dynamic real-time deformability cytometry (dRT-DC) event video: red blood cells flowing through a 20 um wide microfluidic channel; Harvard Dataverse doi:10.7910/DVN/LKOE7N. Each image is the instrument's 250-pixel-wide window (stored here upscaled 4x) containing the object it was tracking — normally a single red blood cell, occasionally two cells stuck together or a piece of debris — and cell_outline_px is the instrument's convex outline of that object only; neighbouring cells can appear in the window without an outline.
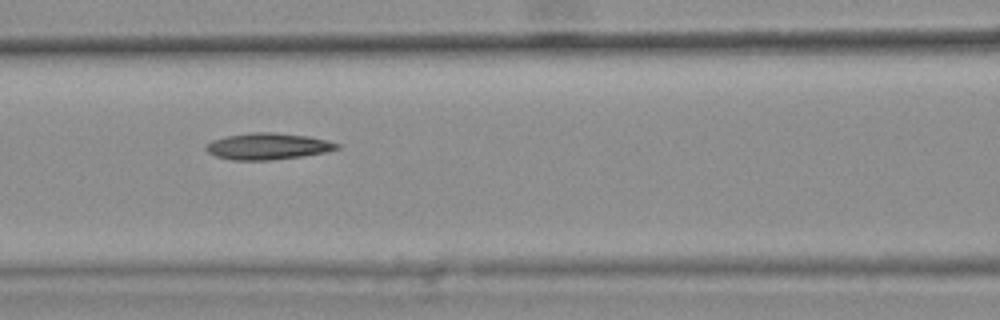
{"species": "common noctule bat (a hibernating species)", "species_latin": "Nyctalus noctula", "temperature_condition": "warm", "stored_images_in_passage": 6, "camera_frame_rate_fps": 3000, "um_per_image_px": 0.085, "animal": {"sex": "female", "body_mass_g": 25.1}, "frame": {"image": 1, "passage_image": 5, "time_ms": 1.333, "image_size_px": [1000, 320], "cell_outline_px": [[340, 148], [324, 152], [304, 156], [272, 160], [232, 160], [216, 156], [208, 152], [204, 148], [204, 144], [212, 140], [228, 136], [252, 132], [272, 132], [308, 136], [328, 140], [340, 144]], "centroid_in_image_um": [22.76, 12.44], "position_along_channel_um": 143.8, "area_um2": 20.29}}